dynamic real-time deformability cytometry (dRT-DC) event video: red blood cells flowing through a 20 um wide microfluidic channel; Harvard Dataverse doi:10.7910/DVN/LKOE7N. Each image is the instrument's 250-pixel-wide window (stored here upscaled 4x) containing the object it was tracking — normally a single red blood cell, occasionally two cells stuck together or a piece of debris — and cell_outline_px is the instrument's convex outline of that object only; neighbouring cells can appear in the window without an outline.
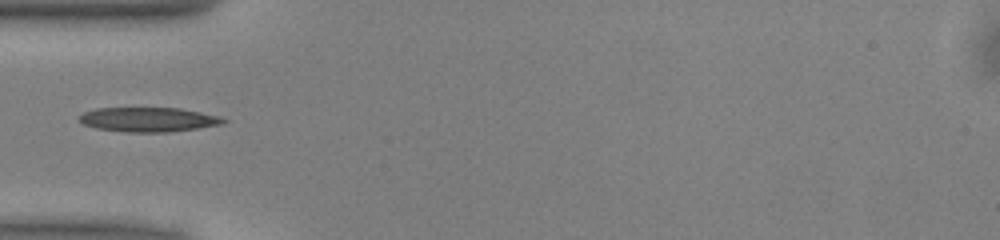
{"species": "common noctule bat (a hibernating species)", "species_latin": "Nyctalus noctula", "temperature_condition": "warm", "stored_images_in_passage": 9, "camera_frame_rate_fps": 3000, "um_per_image_px": 0.085, "animal": {"sex": "male", "body_mass_g": 13.0, "forearm_length_mm": 53.1}, "frame": {"image": 1, "passage_image": 1, "time_ms": 0.0, "image_size_px": [1000, 240], "cell_outline_px": [[228, 120], [224, 124], [168, 132], [128, 132], [96, 128], [84, 124], [76, 116], [84, 112], [96, 108], [180, 108], [220, 116]], "centroid_in_image_um": [12.62, 10.15], "position_along_channel_um": 72.4, "area_um2": 20.52}}